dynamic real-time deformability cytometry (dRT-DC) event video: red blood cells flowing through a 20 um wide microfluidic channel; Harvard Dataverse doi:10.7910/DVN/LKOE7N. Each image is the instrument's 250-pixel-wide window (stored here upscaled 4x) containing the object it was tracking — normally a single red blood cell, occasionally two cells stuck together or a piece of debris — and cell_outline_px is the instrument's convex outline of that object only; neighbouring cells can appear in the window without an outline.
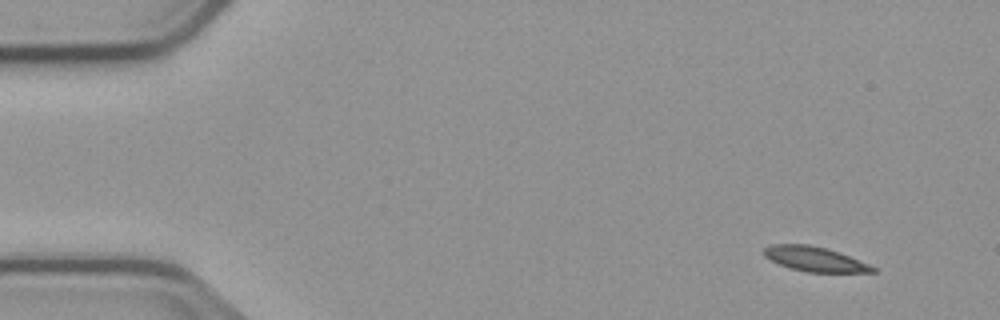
{"species": "common noctule bat (a hibernating species)", "species_latin": "Nyctalus noctula", "temperature_condition": "cold", "stored_images_in_passage": 3, "camera_frame_rate_fps": 3000, "um_per_image_px": 0.085, "animal": {"sex": "male", "body_mass_g": 23.1, "forearm_length_mm": 52.7}, "frame": {"image": 1, "passage_image": 1, "time_ms": 0.0, "image_size_px": [1000, 320], "cell_outline_px": [[880, 272], [808, 272], [788, 268], [764, 256], [764, 248], [772, 244], [808, 244], [824, 248], [848, 256], [880, 268]], "centroid_in_image_um": [69.29, 22.03], "position_along_channel_um": 15.7, "area_um2": 15.55}}